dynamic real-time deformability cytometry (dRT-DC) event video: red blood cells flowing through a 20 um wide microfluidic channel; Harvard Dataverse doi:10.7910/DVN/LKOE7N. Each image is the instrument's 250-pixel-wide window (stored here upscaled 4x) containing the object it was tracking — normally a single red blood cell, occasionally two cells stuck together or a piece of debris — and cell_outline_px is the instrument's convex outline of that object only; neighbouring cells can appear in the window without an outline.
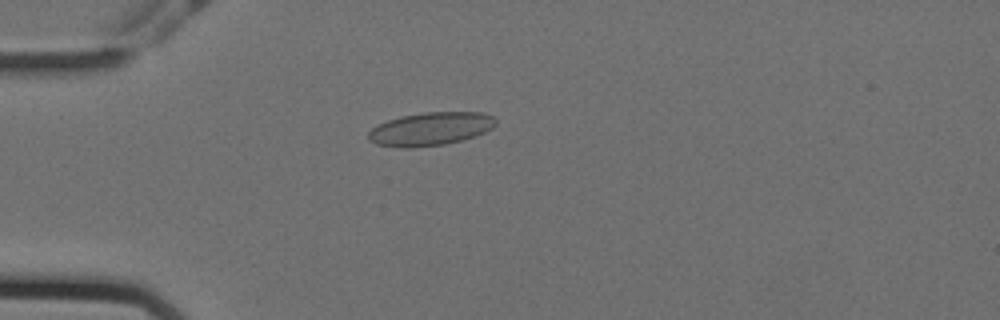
{"species": "Egyptian fruit bat (a non-hibernating species)", "species_latin": "Rousettus aegyptiacus", "temperature_condition": "cold", "stored_images_in_passage": 36, "camera_frame_rate_fps": 3000, "um_per_image_px": 0.085, "animal": {"sex": "female"}, "frame": {"image": 1, "passage_image": 6, "time_ms": 1.667, "image_size_px": [1000, 320], "cell_outline_px": [[496, 124], [492, 128], [476, 136], [444, 144], [412, 148], [400, 148], [376, 144], [368, 140], [368, 132], [372, 128], [388, 120], [400, 116], [424, 112], [484, 112], [492, 116], [496, 120]], "centroid_in_image_um": [36.58, 10.96], "position_along_channel_um": 48.4, "area_um2": 24.74}}
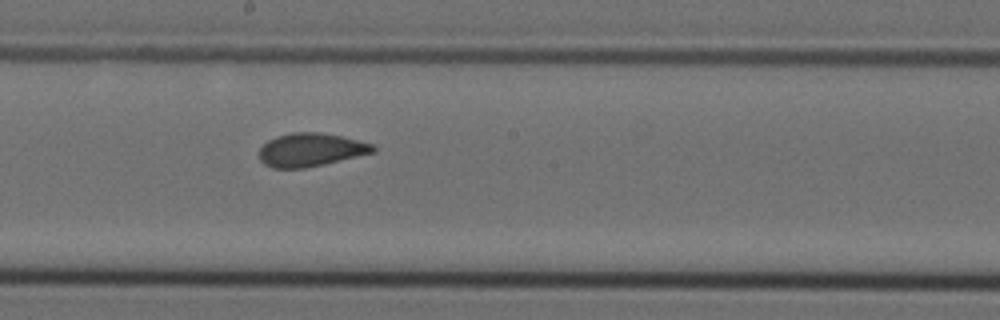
{"frame": {"image": 2, "passage_image": 22, "time_ms": 7.0, "image_size_px": [1000, 320], "cell_outline_px": [[376, 152], [324, 164], [304, 168], [272, 168], [264, 164], [260, 160], [260, 148], [268, 140], [276, 136], [292, 132], [320, 132], [340, 136], [376, 144]], "centroid_in_image_um": [26.43, 12.73], "position_along_channel_um": 221.8, "area_um2": 22.2}}
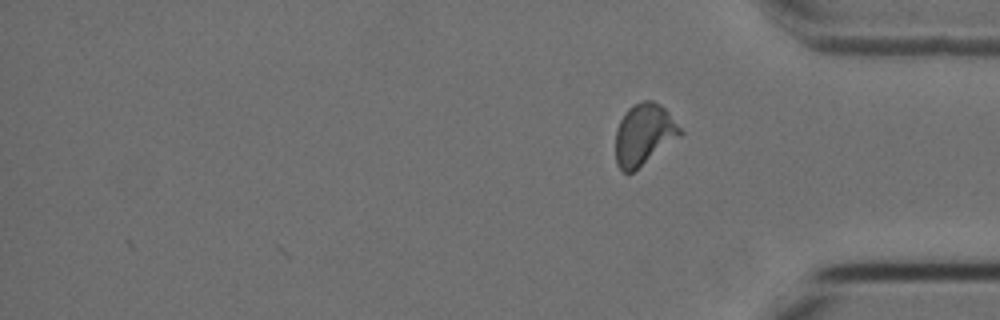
{"frame": {"image": 3, "passage_image": 36, "time_ms": 11.667, "image_size_px": [1000, 320], "cell_outline_px": [[684, 132], [680, 136], [632, 172], [624, 172], [616, 164], [616, 128], [624, 112], [632, 104], [644, 100], [652, 100], [660, 104], [668, 112]], "centroid_in_image_um": [54.72, 11.39], "position_along_channel_um": 380.5, "area_um2": 22.89}, "authors_computed_cell_mechanics": {"area_um2": 22.3975, "velocity_mm_per_s": 3.541, "shape_relaxation_time_tau1_ms": 5.1011, "shape_relaxation_time_tau2_ms": 0.809, "deformation_change_tau1": 0.1248, "deformation_change_tau2": 0.0585}}